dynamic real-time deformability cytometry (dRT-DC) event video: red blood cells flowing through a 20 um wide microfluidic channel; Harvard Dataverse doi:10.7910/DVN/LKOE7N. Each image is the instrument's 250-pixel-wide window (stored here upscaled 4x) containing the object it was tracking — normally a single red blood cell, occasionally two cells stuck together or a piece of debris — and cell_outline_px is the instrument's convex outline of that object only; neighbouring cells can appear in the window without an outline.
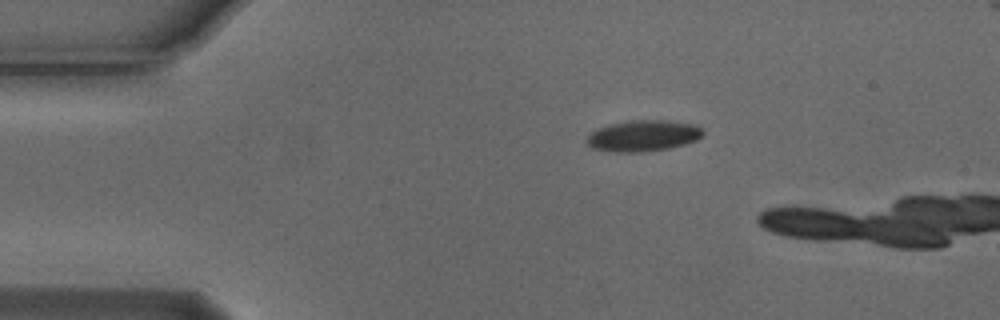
{"species": "Egyptian fruit bat (a non-hibernating species)", "species_latin": "Rousettus aegyptiacus", "temperature_condition": "cold", "stored_images_in_passage": 2, "camera_frame_rate_fps": 3000, "um_per_image_px": 0.085, "animal": {"sex": "male"}, "frame": {"image": 1, "passage_image": 1, "time_ms": 0.0, "image_size_px": [1000, 320], "cell_outline_px": [[704, 132], [696, 140], [684, 144], [668, 148], [644, 152], [608, 152], [592, 148], [588, 144], [588, 136], [592, 132], [600, 128], [612, 124], [632, 120], [660, 120], [696, 124]], "centroid_in_image_um": [54.67, 11.55], "position_along_channel_um": 30.3, "area_um2": 20.81}}